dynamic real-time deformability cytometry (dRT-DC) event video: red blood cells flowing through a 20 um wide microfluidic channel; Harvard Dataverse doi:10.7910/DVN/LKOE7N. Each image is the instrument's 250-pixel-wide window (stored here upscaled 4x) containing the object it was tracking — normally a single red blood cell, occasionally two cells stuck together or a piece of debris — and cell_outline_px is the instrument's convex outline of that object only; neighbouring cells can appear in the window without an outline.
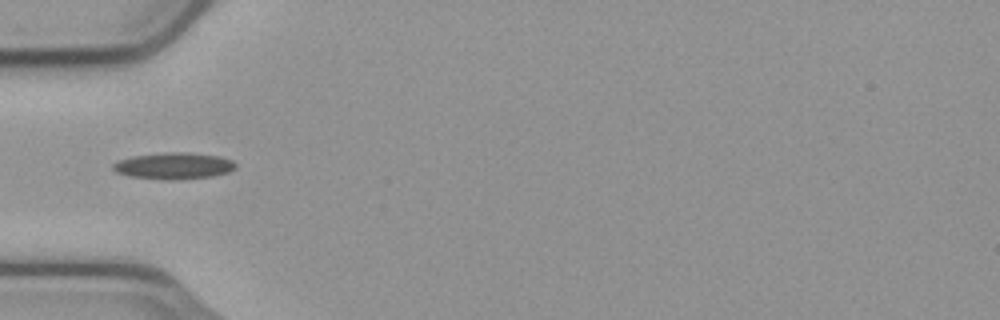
{"species": "common noctule bat (a hibernating species)", "species_latin": "Nyctalus noctula", "temperature_condition": "cold", "stored_images_in_passage": 38, "camera_frame_rate_fps": 3000, "um_per_image_px": 0.085, "animal": {"sex": "male", "body_mass_g": 23.1, "forearm_length_mm": 52.7}, "frame": {"image": 1, "passage_image": 1, "time_ms": 0.0, "image_size_px": [1000, 320], "cell_outline_px": [[236, 168], [228, 172], [212, 176], [172, 180], [164, 180], [128, 176], [116, 172], [112, 168], [112, 164], [120, 160], [132, 156], [164, 152], [188, 152], [220, 156], [232, 160], [236, 164]], "centroid_in_image_um": [14.76, 14.09], "position_along_channel_um": 70.2, "area_um2": 19.07}}
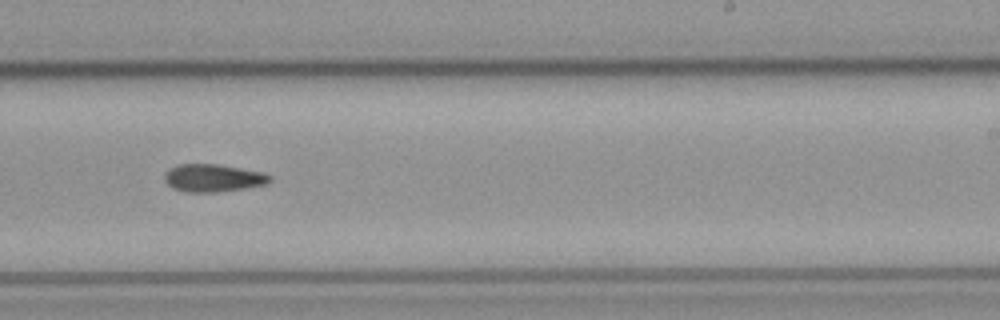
{"frame": {"image": 2, "passage_image": 17, "time_ms": 5.333, "image_size_px": [1000, 320], "cell_outline_px": [[272, 180], [268, 184], [244, 188], [216, 192], [184, 192], [172, 188], [164, 180], [164, 172], [168, 168], [176, 164], [216, 164], [264, 172], [272, 176]], "centroid_in_image_um": [18.09, 15.12], "position_along_channel_um": 270.9, "area_um2": 17.22}}
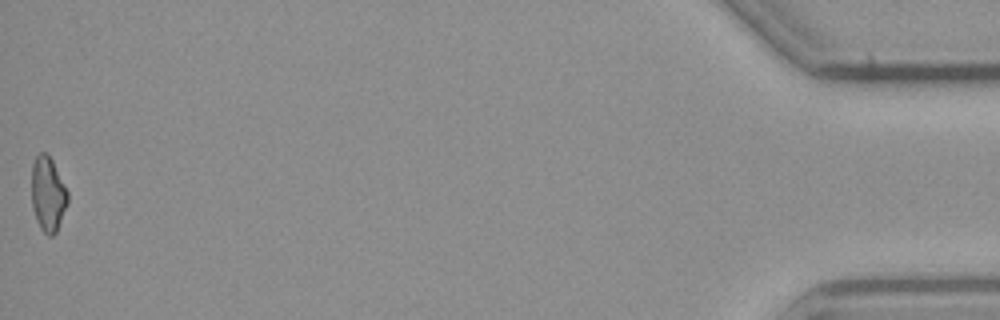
{"frame": {"image": 3, "passage_image": 38, "time_ms": 12.333, "image_size_px": [1000, 320], "cell_outline_px": [[68, 204], [56, 232], [52, 236], [48, 236], [40, 228], [36, 220], [32, 208], [32, 164], [36, 156], [40, 152], [44, 152], [52, 160], [68, 192]], "centroid_in_image_um": [4.07, 16.52], "position_along_channel_um": 431.1, "area_um2": 15.72}}